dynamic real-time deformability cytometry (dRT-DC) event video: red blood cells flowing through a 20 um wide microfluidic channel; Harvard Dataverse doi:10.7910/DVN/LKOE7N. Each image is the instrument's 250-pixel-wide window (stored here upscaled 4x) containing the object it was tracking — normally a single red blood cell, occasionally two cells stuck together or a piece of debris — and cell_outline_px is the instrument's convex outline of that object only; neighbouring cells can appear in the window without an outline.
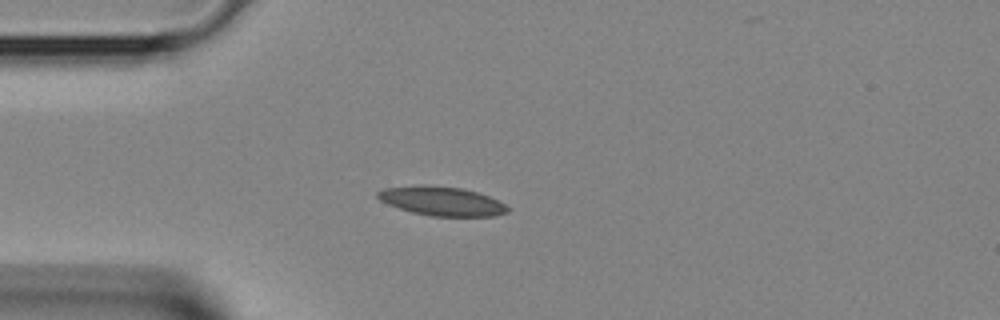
{"species": "Egyptian fruit bat (a non-hibernating species)", "species_latin": "Rousettus aegyptiacus", "temperature_condition": "room temperature", "stored_images_in_passage": 1, "camera_frame_rate_fps": 3000, "um_per_image_px": 0.085, "animal": {"sex": "female"}, "frame": {"image": 1, "passage_image": 1, "time_ms": 0.0, "image_size_px": [1000, 320], "cell_outline_px": [[508, 212], [492, 216], [432, 216], [412, 212], [388, 204], [380, 200], [376, 196], [376, 192], [384, 188], [420, 184], [428, 184], [460, 188], [476, 192], [488, 196], [504, 204], [508, 208]], "centroid_in_image_um": [37.5, 17.08], "position_along_channel_um": 47.5, "area_um2": 21.91}}